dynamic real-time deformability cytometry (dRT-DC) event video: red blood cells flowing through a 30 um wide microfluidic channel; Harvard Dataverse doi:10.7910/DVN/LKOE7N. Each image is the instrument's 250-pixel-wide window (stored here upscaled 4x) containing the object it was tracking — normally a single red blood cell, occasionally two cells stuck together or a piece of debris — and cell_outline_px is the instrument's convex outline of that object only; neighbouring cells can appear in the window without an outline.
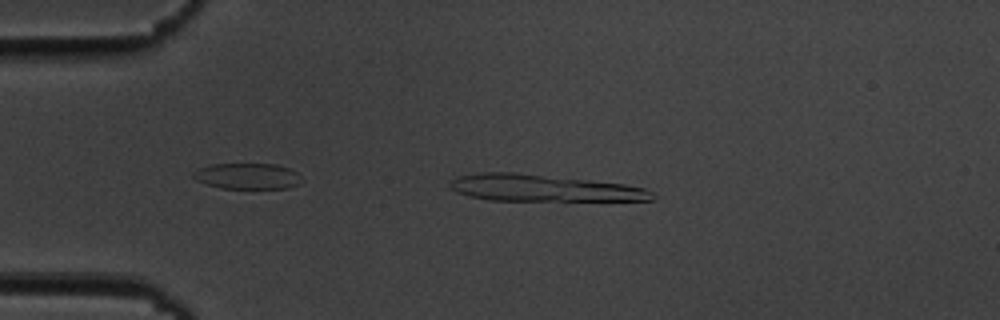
{"species": "common noctule bat (a hibernating species)", "species_latin": "Nyctalus noctula", "temperature_condition": "cold", "stored_images_in_passage": 8, "camera_frame_rate_fps": 3000, "um_per_image_px": 0.085, "animal": {"sex": "male", "body_mass_g": 19.5, "forearm_length_mm": 54.6}, "frame": {"image": 1, "passage_image": 4, "time_ms": 1.0, "image_size_px": [1000, 320], "cell_outline_px": [[656, 196], [652, 200], [488, 200], [468, 196], [456, 192], [448, 184], [456, 176], [480, 172], [516, 172], [624, 184], [644, 188], [652, 192]], "centroid_in_image_um": [46.13, 15.98], "position_along_channel_um": 38.9, "area_um2": 31.33}}